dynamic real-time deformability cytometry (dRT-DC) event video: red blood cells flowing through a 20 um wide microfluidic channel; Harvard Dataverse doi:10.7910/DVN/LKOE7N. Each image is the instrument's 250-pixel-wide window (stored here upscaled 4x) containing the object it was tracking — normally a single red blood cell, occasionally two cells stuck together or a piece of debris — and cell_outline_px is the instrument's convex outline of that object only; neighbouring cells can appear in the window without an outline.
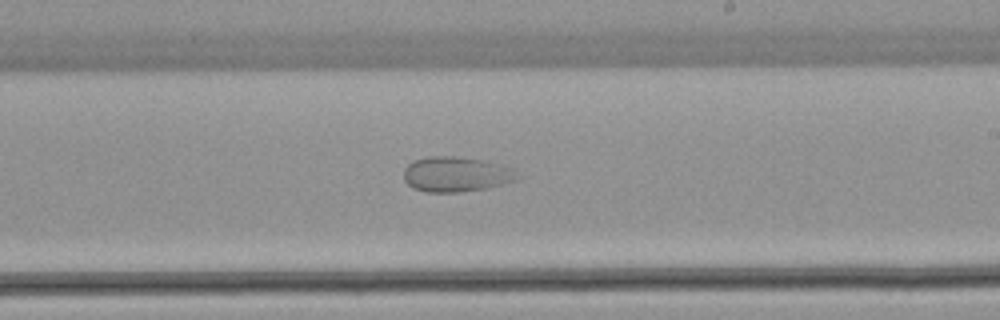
{"species": "common noctule bat (a hibernating species)", "species_latin": "Nyctalus noctula", "temperature_condition": "warm", "stored_images_in_passage": 25, "camera_frame_rate_fps": 3000, "um_per_image_px": 0.085, "animal": {"sex": "female", "body_mass_g": 22.7, "forearm_length_mm": 54.2}, "frame": {"image": 1, "passage_image": 15, "time_ms": 4.667, "image_size_px": [1000, 320], "cell_outline_px": [[520, 176], [516, 180], [488, 188], [460, 192], [424, 192], [412, 188], [404, 180], [404, 168], [412, 160], [428, 156], [456, 156], [484, 160], [516, 168]], "centroid_in_image_um": [38.78, 14.81], "position_along_channel_um": 250.2, "area_um2": 23.7}}
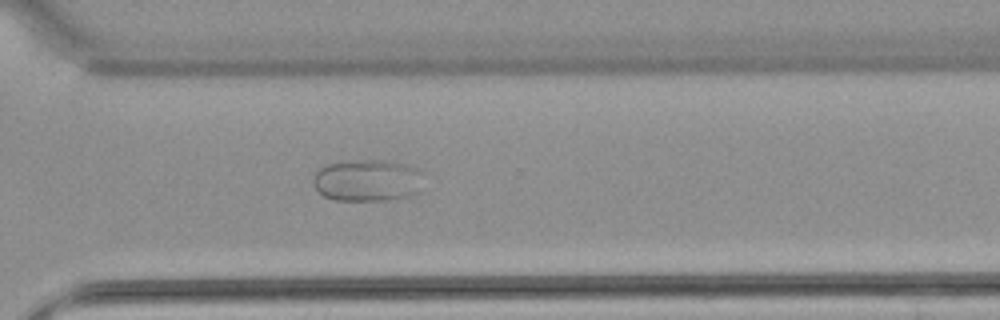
{"frame": {"image": 2, "passage_image": 22, "time_ms": 7.0, "image_size_px": [1000, 320], "cell_outline_px": [[424, 172], [416, 192], [408, 196], [384, 200], [336, 200], [324, 196], [312, 184], [312, 176], [320, 168], [328, 164], [348, 160], [388, 160], [408, 164], [420, 168]], "centroid_in_image_um": [31.22, 15.3], "position_along_channel_um": 339.4, "area_um2": 27.17}}